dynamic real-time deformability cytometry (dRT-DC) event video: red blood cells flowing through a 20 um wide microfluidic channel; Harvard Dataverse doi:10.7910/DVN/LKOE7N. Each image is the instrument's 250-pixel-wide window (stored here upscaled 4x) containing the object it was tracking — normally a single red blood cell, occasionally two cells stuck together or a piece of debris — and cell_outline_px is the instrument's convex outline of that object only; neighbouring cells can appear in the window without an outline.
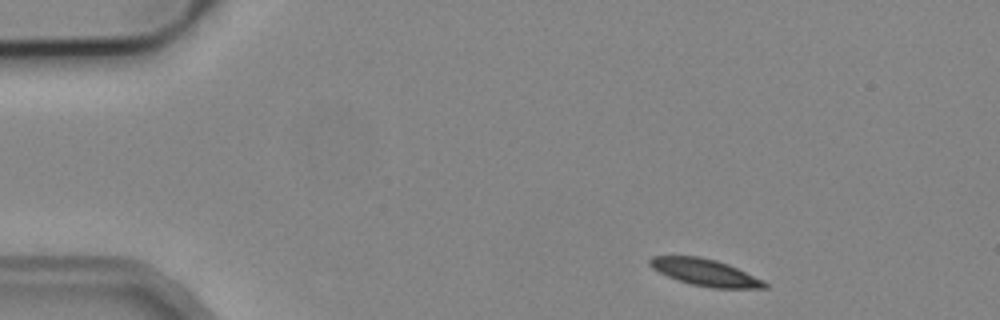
{"species": "common noctule bat (a hibernating species)", "species_latin": "Nyctalus noctula", "temperature_condition": "cold", "stored_images_in_passage": 3, "camera_frame_rate_fps": 3000, "um_per_image_px": 0.085, "animal": {"sex": "male", "body_mass_g": 19.2, "forearm_length_mm": 51.8}, "frame": {"image": 1, "passage_image": 1, "time_ms": 0.0, "image_size_px": [1000, 320], "cell_outline_px": [[768, 288], [712, 288], [692, 284], [668, 276], [652, 268], [648, 264], [648, 260], [652, 256], [700, 256], [716, 260], [728, 264], [764, 280], [768, 284]], "centroid_in_image_um": [59.95, 23.15], "position_along_channel_um": 25.0, "area_um2": 17.86}}